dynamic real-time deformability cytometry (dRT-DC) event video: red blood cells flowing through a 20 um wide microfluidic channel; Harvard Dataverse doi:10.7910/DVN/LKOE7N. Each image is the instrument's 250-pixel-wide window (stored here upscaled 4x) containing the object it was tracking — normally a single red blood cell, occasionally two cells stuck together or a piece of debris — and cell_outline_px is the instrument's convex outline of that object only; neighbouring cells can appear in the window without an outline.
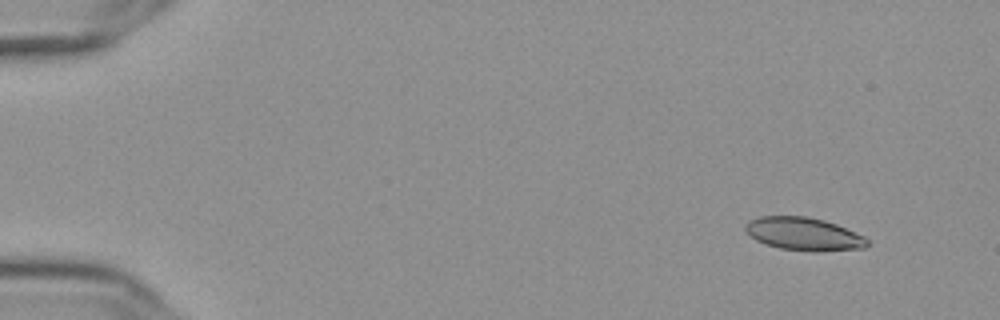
{"species": "Egyptian fruit bat (a non-hibernating species)", "species_latin": "Rousettus aegyptiacus", "temperature_condition": "cold", "stored_images_in_passage": 56, "camera_frame_rate_fps": 3000, "um_per_image_px": 0.085, "frame": {"image": 1, "passage_image": 5, "time_ms": 1.333, "image_size_px": [1000, 320], "cell_outline_px": [[868, 244], [864, 248], [816, 252], [780, 248], [764, 244], [756, 240], [744, 228], [744, 224], [748, 220], [760, 216], [808, 216], [824, 220], [836, 224], [864, 236], [868, 240]], "centroid_in_image_um": [68.3, 19.88], "position_along_channel_um": 16.7, "area_um2": 23.47}}
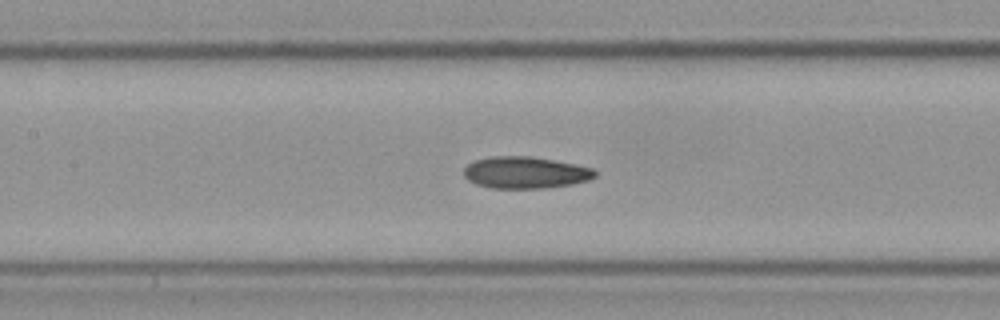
{"frame": {"image": 2, "passage_image": 27, "time_ms": 8.667, "image_size_px": [1000, 320], "cell_outline_px": [[596, 176], [588, 180], [572, 184], [544, 188], [492, 188], [476, 184], [468, 180], [464, 176], [464, 168], [468, 164], [476, 160], [492, 156], [532, 156], [592, 168], [596, 172]], "centroid_in_image_um": [44.63, 14.67], "position_along_channel_um": 162.8, "area_um2": 24.1}}
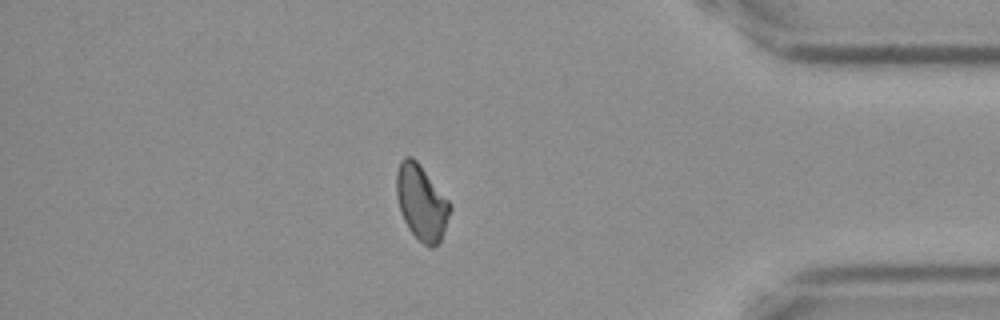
{"frame": {"image": 3, "passage_image": 49, "time_ms": 16.0, "image_size_px": [1000, 320], "cell_outline_px": [[452, 208], [440, 244], [432, 248], [428, 248], [408, 228], [400, 212], [396, 196], [396, 172], [400, 160], [404, 156], [412, 156], [416, 160], [452, 204]], "centroid_in_image_um": [35.83, 17.22], "position_along_channel_um": 399.4, "area_um2": 23.7}, "authors_computed_cell_mechanics": {"area_um2": 23.8714, "velocity_mm_per_s": 3.6222, "shape_relaxation_time_tau1_ms": null, "shape_relaxation_time_tau2_ms": 2.8883, "deformation_change_tau1": null, "deformation_change_tau2": 0.0765}}